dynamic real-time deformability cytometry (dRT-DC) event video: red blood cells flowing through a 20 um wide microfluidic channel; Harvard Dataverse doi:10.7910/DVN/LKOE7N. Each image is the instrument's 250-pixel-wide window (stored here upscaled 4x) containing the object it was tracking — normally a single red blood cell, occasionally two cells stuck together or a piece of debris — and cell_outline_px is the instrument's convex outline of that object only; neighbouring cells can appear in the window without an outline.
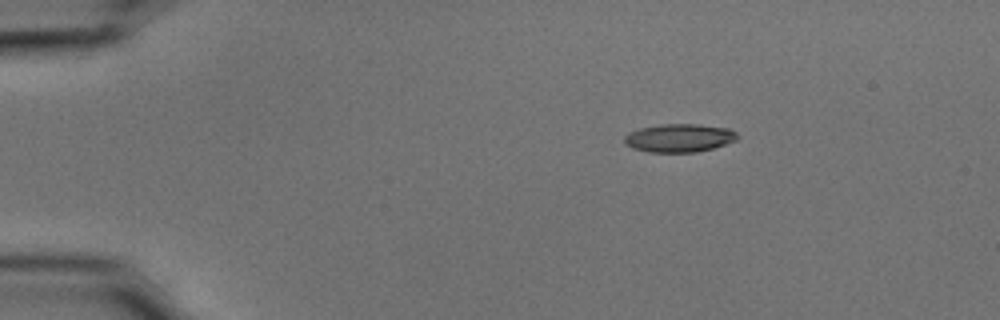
{"species": "common noctule bat (a hibernating species)", "species_latin": "Nyctalus noctula", "temperature_condition": "cold", "stored_images_in_passage": 46, "camera_frame_rate_fps": 3000, "um_per_image_px": 0.085, "animal": {"sex": "male", "body_mass_g": 15.6}, "frame": {"image": 1, "passage_image": 1, "time_ms": 0.0, "image_size_px": [1000, 320], "cell_outline_px": [[740, 136], [736, 140], [712, 148], [696, 152], [648, 152], [632, 148], [624, 144], [624, 136], [628, 132], [640, 128], [660, 124], [700, 124], [728, 128], [736, 132]], "centroid_in_image_um": [57.71, 11.72], "position_along_channel_um": 27.3, "area_um2": 18.73}}
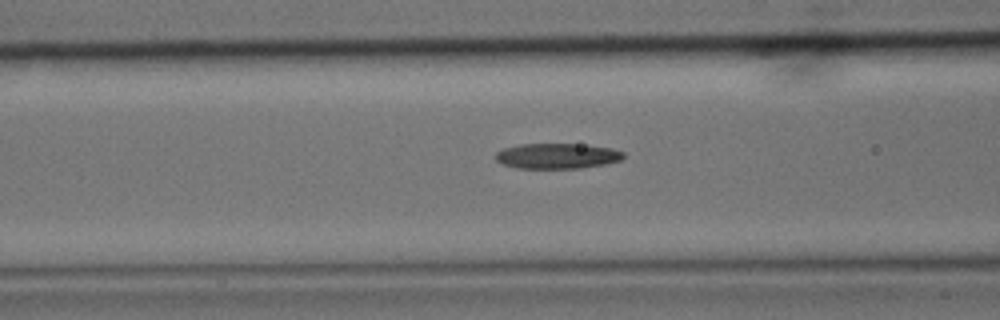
{"frame": {"image": 2, "passage_image": 14, "time_ms": 4.333, "image_size_px": [1000, 320], "cell_outline_px": [[624, 156], [620, 160], [604, 164], [580, 168], [516, 168], [504, 164], [496, 160], [496, 152], [504, 148], [520, 144], [580, 144], [612, 148], [624, 152]], "centroid_in_image_um": [47.36, 13.25], "position_along_channel_um": 119.2, "area_um2": 18.79}}
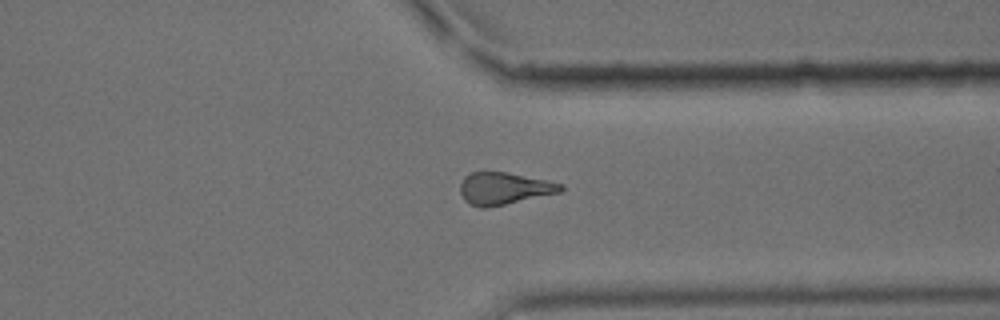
{"frame": {"image": 3, "passage_image": 34, "time_ms": 11.0, "image_size_px": [1000, 320], "cell_outline_px": [[564, 188], [560, 192], [504, 204], [484, 208], [480, 208], [468, 204], [464, 200], [460, 192], [460, 184], [464, 176], [472, 172], [484, 168], [508, 172], [548, 180], [564, 184]], "centroid_in_image_um": [42.79, 15.97], "position_along_channel_um": 368.6, "area_um2": 19.36}, "authors_computed_cell_mechanics": {"area_um2": 19.0162, "velocity_mm_per_s": 3.7376, "shape_relaxation_time_tau1_ms": 8.304, "shape_relaxation_time_tau2_ms": null, "deformation_change_tau1": 0.2166, "deformation_change_tau2": null}}